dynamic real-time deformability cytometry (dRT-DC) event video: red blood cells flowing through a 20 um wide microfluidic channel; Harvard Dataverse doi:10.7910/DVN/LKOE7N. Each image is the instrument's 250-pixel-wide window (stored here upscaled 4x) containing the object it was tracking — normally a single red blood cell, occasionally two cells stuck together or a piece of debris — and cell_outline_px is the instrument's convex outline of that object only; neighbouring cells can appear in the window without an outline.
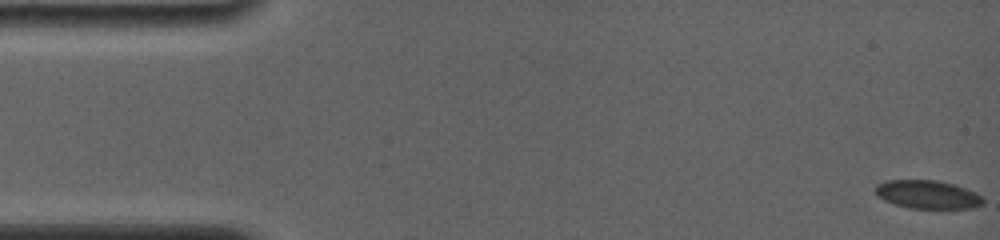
{"species": "common noctule bat (a hibernating species)", "species_latin": "Nyctalus noctula", "temperature_condition": "room temperature", "stored_images_in_passage": 5, "camera_frame_rate_fps": 4000, "um_per_image_px": 0.085, "animal": {"sex": "female", "body_mass_g": 19.0, "forearm_length_mm": 56.7}, "frame": {"image": 1, "passage_image": 1, "time_ms": 0.0, "image_size_px": [1000, 240], "cell_outline_px": [[984, 204], [972, 208], [908, 208], [884, 200], [876, 196], [876, 184], [888, 180], [936, 180], [952, 184], [976, 192], [984, 200]], "centroid_in_image_um": [78.83, 16.53], "position_along_channel_um": 6.2, "area_um2": 17.69}}